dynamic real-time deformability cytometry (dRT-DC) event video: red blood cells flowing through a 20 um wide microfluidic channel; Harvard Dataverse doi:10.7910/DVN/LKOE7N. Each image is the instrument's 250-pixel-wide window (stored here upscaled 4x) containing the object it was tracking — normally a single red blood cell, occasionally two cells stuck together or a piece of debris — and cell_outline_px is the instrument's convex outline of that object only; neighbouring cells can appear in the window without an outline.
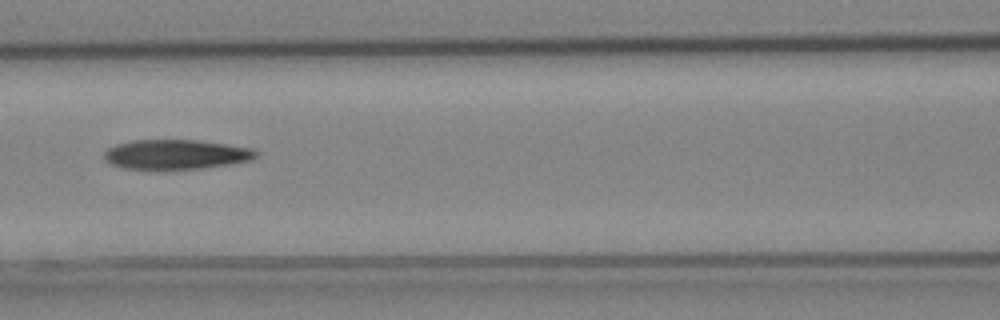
{"species": "Egyptian fruit bat (a non-hibernating species)", "species_latin": "Rousettus aegyptiacus", "temperature_condition": "cold", "stored_images_in_passage": 6, "camera_frame_rate_fps": 3000, "um_per_image_px": 0.085, "animal": {"sex": "female"}, "frame": {"image": 1, "passage_image": 5, "time_ms": 1.333, "image_size_px": [1000, 320], "cell_outline_px": [[260, 152], [252, 160], [232, 164], [204, 168], [124, 168], [112, 164], [104, 160], [104, 152], [108, 148], [116, 144], [132, 140], [196, 140], [252, 148]], "centroid_in_image_um": [14.98, 13.11], "position_along_channel_um": 151.6, "area_um2": 26.01}}